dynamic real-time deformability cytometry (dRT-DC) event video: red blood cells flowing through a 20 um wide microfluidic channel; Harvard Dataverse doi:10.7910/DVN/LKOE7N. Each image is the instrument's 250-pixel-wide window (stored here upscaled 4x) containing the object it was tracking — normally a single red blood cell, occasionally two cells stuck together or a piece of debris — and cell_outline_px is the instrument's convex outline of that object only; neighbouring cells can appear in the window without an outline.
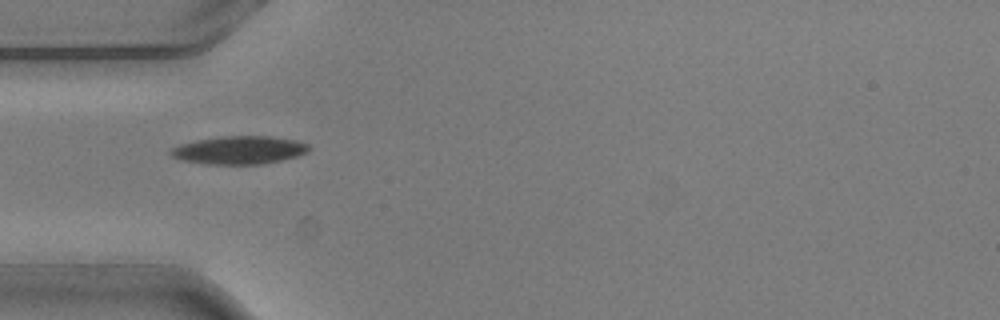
{"species": "common noctule bat (a hibernating species)", "species_latin": "Nyctalus noctula", "temperature_condition": "warm", "stored_images_in_passage": 8, "camera_frame_rate_fps": 3000, "um_per_image_px": 0.085, "animal": {"sex": "male", "body_mass_g": 20.5, "forearm_length_mm": 52.5}, "frame": {"image": 1, "passage_image": 4, "time_ms": 1.0, "image_size_px": [1000, 320], "cell_outline_px": [[312, 148], [308, 152], [296, 156], [264, 164], [204, 164], [184, 160], [172, 156], [168, 152], [172, 148], [180, 144], [220, 136], [272, 136], [296, 140], [308, 144]], "centroid_in_image_um": [20.37, 12.75], "position_along_channel_um": 64.6, "area_um2": 22.54}}
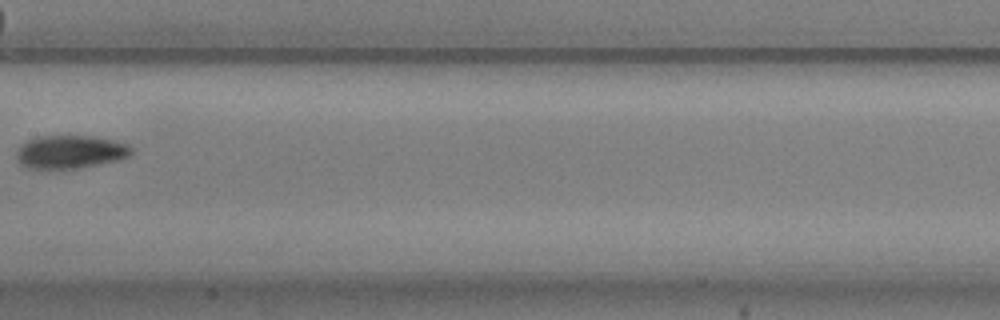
{"frame": {"image": 2, "passage_image": 7, "time_ms": 2.0, "image_size_px": [1000, 320], "cell_outline_px": [[136, 148], [128, 156], [120, 160], [80, 168], [28, 168], [20, 164], [16, 160], [16, 152], [20, 144], [28, 140], [40, 136], [92, 136], [112, 140], [128, 144]], "centroid_in_image_um": [5.98, 12.91], "position_along_channel_um": 201.4, "area_um2": 22.37}}
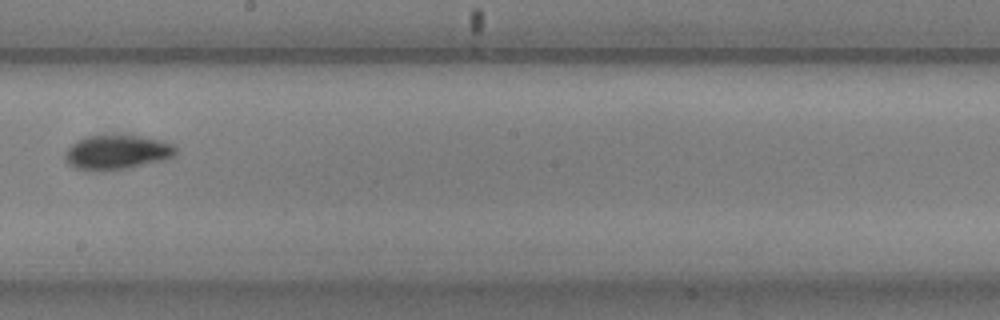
{"frame": {"image": 3, "passage_image": 8, "time_ms": 2.333, "image_size_px": [1000, 320], "cell_outline_px": [[176, 156], [164, 160], [132, 168], [104, 172], [88, 172], [72, 168], [64, 160], [64, 152], [76, 140], [88, 136], [140, 136], [160, 140], [172, 144], [176, 148]], "centroid_in_image_um": [9.89, 12.99], "position_along_channel_um": 238.3, "area_um2": 22.83}}